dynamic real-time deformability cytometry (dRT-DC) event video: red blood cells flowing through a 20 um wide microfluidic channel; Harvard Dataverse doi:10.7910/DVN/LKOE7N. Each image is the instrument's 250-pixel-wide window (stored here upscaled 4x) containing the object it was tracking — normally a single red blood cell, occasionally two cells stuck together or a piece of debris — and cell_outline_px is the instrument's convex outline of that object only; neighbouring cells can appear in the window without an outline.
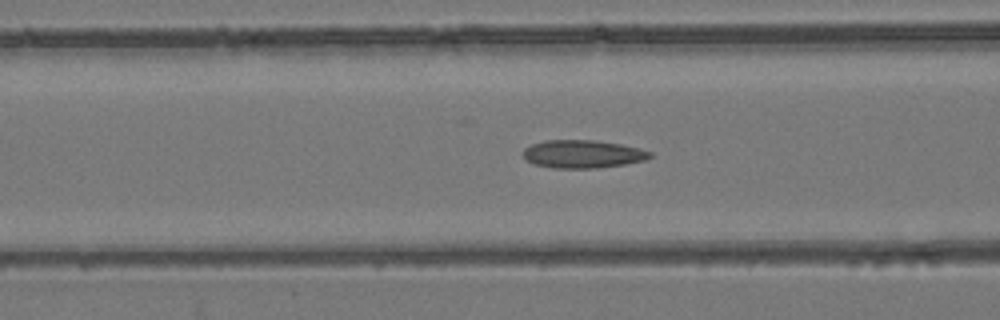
{"species": "common noctule bat (a hibernating species)", "species_latin": "Nyctalus noctula", "temperature_condition": "room temperature", "stored_images_in_passage": 37, "camera_frame_rate_fps": 3000, "um_per_image_px": 0.085, "animal": {"sex": "female", "body_mass_g": 24.6, "forearm_length_mm": 56.2}, "frame": {"image": 1, "passage_image": 22, "time_ms": 7.0, "image_size_px": [1000, 320], "cell_outline_px": [[652, 156], [648, 160], [624, 164], [596, 168], [552, 168], [536, 164], [528, 160], [520, 152], [524, 148], [532, 144], [544, 140], [592, 140], [620, 144], [640, 148], [652, 152]], "centroid_in_image_um": [49.54, 13.09], "position_along_channel_um": 117.1, "area_um2": 20.75}}
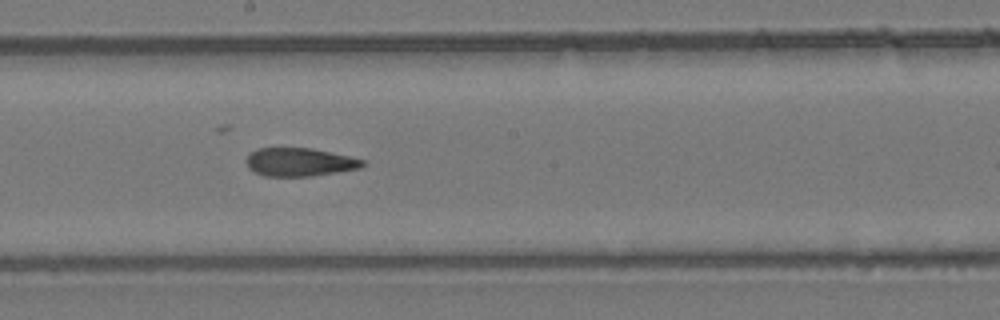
{"frame": {"image": 2, "passage_image": 30, "time_ms": 9.667, "image_size_px": [1000, 320], "cell_outline_px": [[368, 164], [360, 168], [312, 176], [264, 176], [248, 168], [248, 156], [256, 148], [312, 148], [352, 156], [364, 160]], "centroid_in_image_um": [25.53, 13.77], "position_along_channel_um": 222.7, "area_um2": 19.19}}
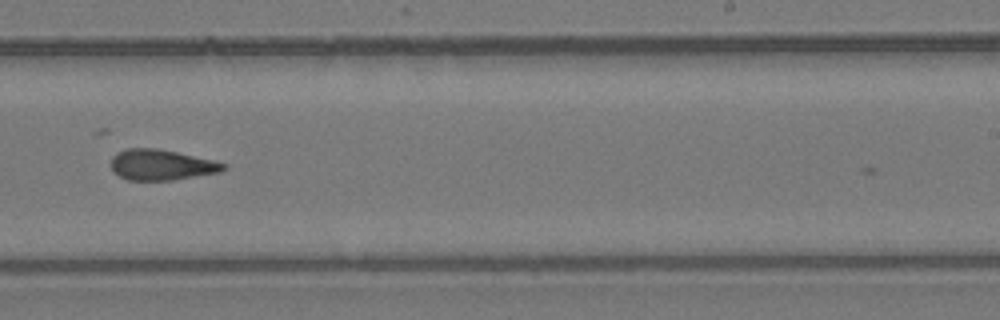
{"frame": {"image": 3, "passage_image": 34, "time_ms": 11.0, "image_size_px": [1000, 320], "cell_outline_px": [[228, 168], [220, 172], [172, 180], [128, 180], [112, 172], [112, 156], [116, 152], [124, 148], [156, 148], [216, 160], [228, 164]], "centroid_in_image_um": [13.74, 14.0], "position_along_channel_um": 275.3, "area_um2": 20.29}}